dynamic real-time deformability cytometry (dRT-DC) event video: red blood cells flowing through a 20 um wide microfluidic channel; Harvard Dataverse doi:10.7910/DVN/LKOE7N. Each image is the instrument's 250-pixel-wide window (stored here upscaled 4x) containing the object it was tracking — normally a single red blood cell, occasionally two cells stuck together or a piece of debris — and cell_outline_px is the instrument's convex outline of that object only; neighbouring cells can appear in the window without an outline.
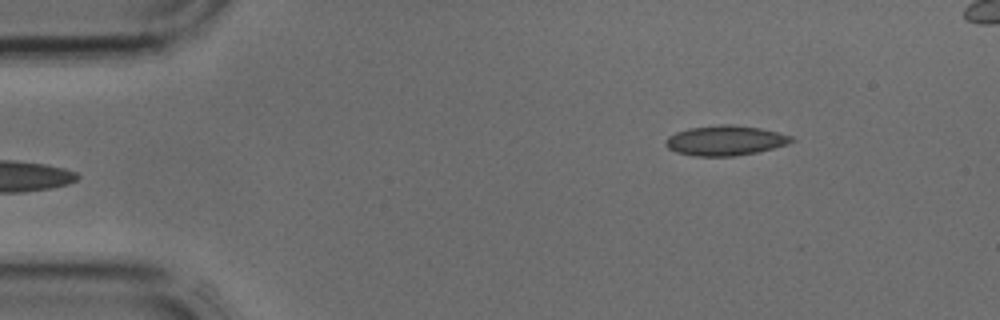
{"species": "common noctule bat (a hibernating species)", "species_latin": "Nyctalus noctula", "temperature_condition": "cold", "stored_images_in_passage": 2, "camera_frame_rate_fps": 3000, "um_per_image_px": 0.085, "animal": {"sex": "male", "body_mass_g": 17.9, "forearm_length_mm": 54.2}, "frame": {"image": 1, "passage_image": 2, "time_ms": 0.333, "image_size_px": [1000, 320], "cell_outline_px": [[796, 140], [788, 144], [756, 152], [736, 156], [696, 156], [676, 152], [668, 148], [664, 144], [664, 140], [668, 136], [676, 132], [688, 128], [720, 124], [732, 124], [760, 128], [792, 136]], "centroid_in_image_um": [61.62, 11.94], "position_along_channel_um": 23.4, "area_um2": 22.02}}